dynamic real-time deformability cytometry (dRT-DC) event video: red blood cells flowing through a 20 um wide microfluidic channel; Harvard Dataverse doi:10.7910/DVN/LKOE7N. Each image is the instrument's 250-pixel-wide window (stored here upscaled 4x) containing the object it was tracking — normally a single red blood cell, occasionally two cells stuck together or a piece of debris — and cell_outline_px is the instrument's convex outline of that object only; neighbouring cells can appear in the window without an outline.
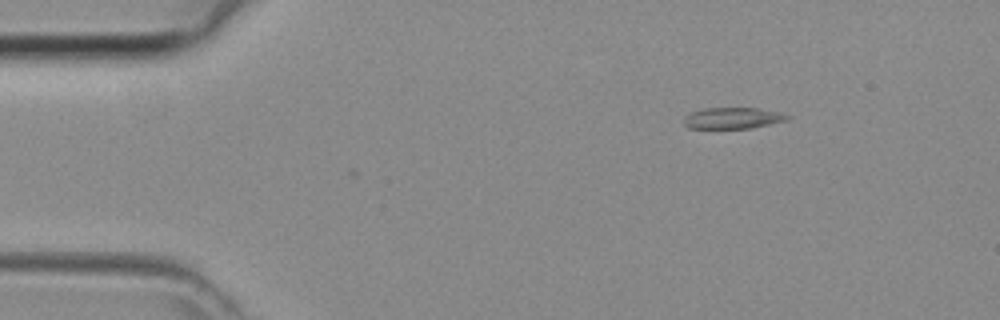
{"species": "common noctule bat (a hibernating species)", "species_latin": "Nyctalus noctula", "temperature_condition": "room temperature", "stored_images_in_passage": 8, "camera_frame_rate_fps": 3000, "um_per_image_px": 0.085, "animal": {"sex": "female", "body_mass_g": 29.2, "forearm_length_mm": 56.3}, "frame": {"image": 1, "passage_image": 1, "time_ms": 0.0, "image_size_px": [1000, 320], "cell_outline_px": [[792, 116], [788, 120], [752, 128], [688, 128], [684, 124], [684, 116], [692, 112], [704, 108], [756, 108], [776, 112]], "centroid_in_image_um": [62.27, 10.04], "position_along_channel_um": 22.7, "area_um2": 12.72}}